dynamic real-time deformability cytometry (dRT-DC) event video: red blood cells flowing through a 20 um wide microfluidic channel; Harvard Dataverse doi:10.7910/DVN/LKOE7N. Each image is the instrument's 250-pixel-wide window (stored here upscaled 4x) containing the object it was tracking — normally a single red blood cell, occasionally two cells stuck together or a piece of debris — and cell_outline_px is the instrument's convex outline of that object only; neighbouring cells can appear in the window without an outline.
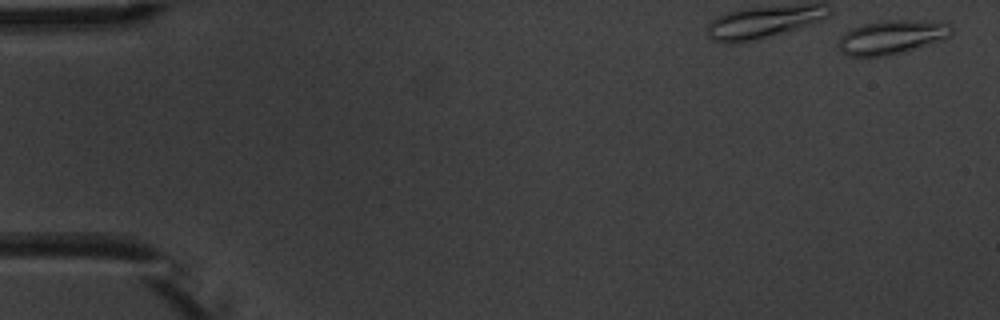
{"species": "common noctule bat (a hibernating species)", "species_latin": "Nyctalus noctula", "temperature_condition": "warm", "stored_images_in_passage": 5, "camera_frame_rate_fps": 3000, "um_per_image_px": 0.085, "animal": {"sex": "male", "body_mass_g": 20.1, "forearm_length_mm": 53.5}, "frame": {"image": 1, "passage_image": 1, "time_ms": 0.0, "image_size_px": [1000, 320], "cell_outline_px": [[952, 32], [948, 36], [940, 40], [916, 48], [884, 56], [848, 56], [840, 52], [840, 36], [844, 32], [860, 24], [888, 20], [944, 20], [952, 24]], "centroid_in_image_um": [75.83, 3.12], "position_along_channel_um": 9.2, "area_um2": 22.48}}
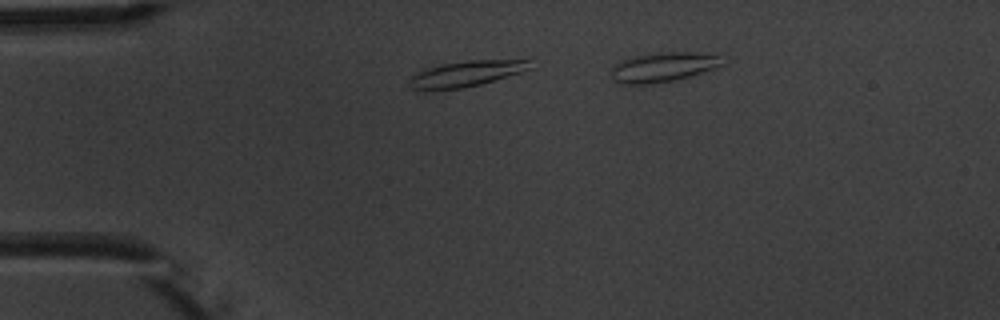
{"frame": {"image": 2, "passage_image": 3, "time_ms": 2.667, "image_size_px": [1000, 320], "cell_outline_px": [[532, 68], [520, 72], [480, 84], [464, 88], [412, 88], [412, 76], [420, 72], [444, 64], [468, 60], [528, 60]], "centroid_in_image_um": [39.75, 6.24], "position_along_channel_um": 45.3, "area_um2": 16.94}}
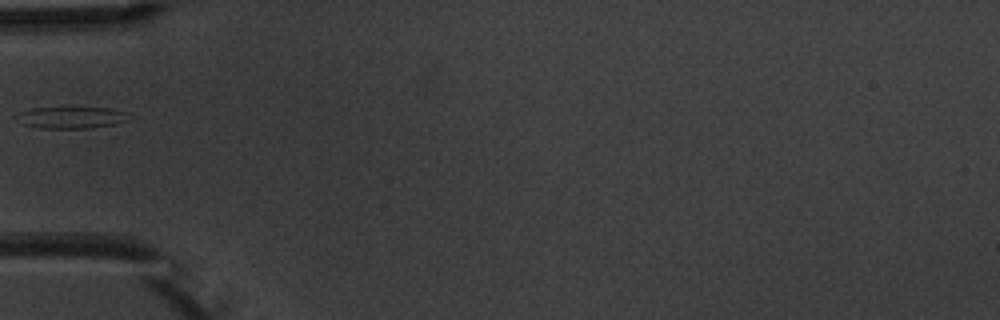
{"frame": {"image": 3, "passage_image": 5, "time_ms": 5.667, "image_size_px": [1000, 320], "cell_outline_px": [[128, 120], [116, 124], [92, 128], [40, 128], [24, 124], [12, 116], [20, 112], [32, 108], [112, 108], [128, 112]], "centroid_in_image_um": [6.07, 9.99], "position_along_channel_um": 78.9, "area_um2": 14.22}}